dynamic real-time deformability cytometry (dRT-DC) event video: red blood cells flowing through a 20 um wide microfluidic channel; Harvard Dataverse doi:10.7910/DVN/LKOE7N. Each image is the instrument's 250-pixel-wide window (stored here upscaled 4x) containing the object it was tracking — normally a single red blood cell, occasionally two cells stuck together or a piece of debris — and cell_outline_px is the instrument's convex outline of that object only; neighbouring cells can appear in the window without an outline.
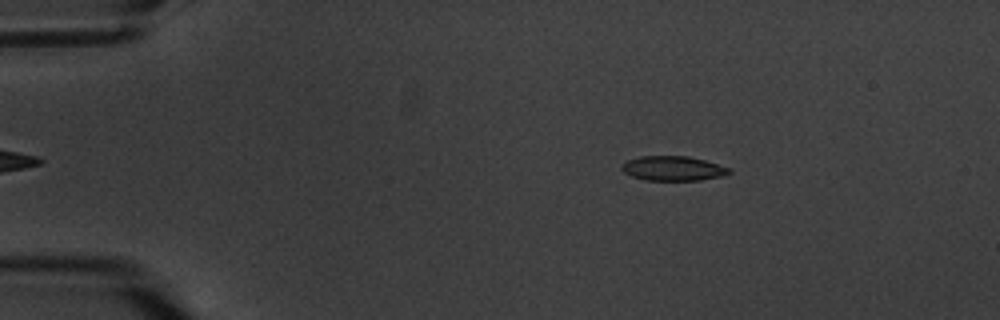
{"species": "common noctule bat (a hibernating species)", "species_latin": "Nyctalus noctula", "temperature_condition": "warm", "stored_images_in_passage": 13, "camera_frame_rate_fps": 3000, "um_per_image_px": 0.085, "animal": {"sex": "male", "body_mass_g": 20.1, "forearm_length_mm": 53.5}, "frame": {"image": 1, "passage_image": 1, "time_ms": 0.0, "image_size_px": [1000, 320], "cell_outline_px": [[732, 172], [720, 176], [700, 180], [644, 180], [632, 176], [624, 172], [620, 168], [628, 160], [640, 156], [688, 156], [704, 160], [728, 168]], "centroid_in_image_um": [57.17, 14.31], "position_along_channel_um": 27.8, "area_um2": 15.14}}
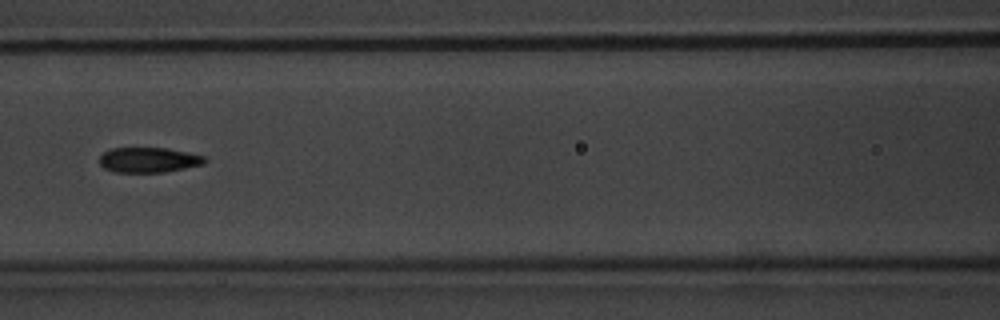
{"frame": {"image": 2, "passage_image": 5, "time_ms": 5.667, "image_size_px": [1000, 320], "cell_outline_px": [[208, 160], [204, 164], [164, 172], [116, 172], [104, 168], [100, 164], [100, 156], [104, 152], [112, 148], [168, 148], [188, 152], [204, 156]], "centroid_in_image_um": [12.66, 13.59], "position_along_channel_um": 153.9, "area_um2": 15.37}}
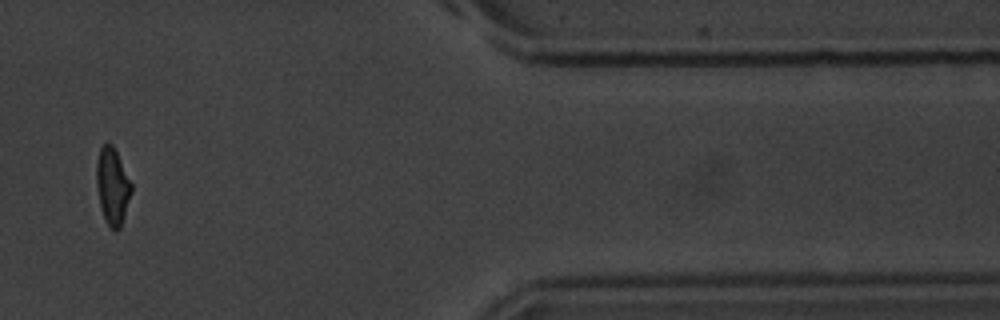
{"frame": {"image": 3, "passage_image": 12, "time_ms": 14.0, "image_size_px": [1000, 320], "cell_outline_px": [[132, 192], [120, 228], [116, 232], [108, 224], [100, 208], [96, 184], [96, 160], [100, 148], [108, 140], [112, 144], [132, 184]], "centroid_in_image_um": [9.54, 15.8], "position_along_channel_um": 401.9, "area_um2": 15.61}, "authors_computed_cell_mechanics": {"area_um2": 15.606, "velocity_mm_per_s": 3.3994, "shape_relaxation_time_tau1_ms": 2.7088, "shape_relaxation_time_tau2_ms": 1.8951, "deformation_change_tau1": 0.0807, "deformation_change_tau2": 0.0625}}